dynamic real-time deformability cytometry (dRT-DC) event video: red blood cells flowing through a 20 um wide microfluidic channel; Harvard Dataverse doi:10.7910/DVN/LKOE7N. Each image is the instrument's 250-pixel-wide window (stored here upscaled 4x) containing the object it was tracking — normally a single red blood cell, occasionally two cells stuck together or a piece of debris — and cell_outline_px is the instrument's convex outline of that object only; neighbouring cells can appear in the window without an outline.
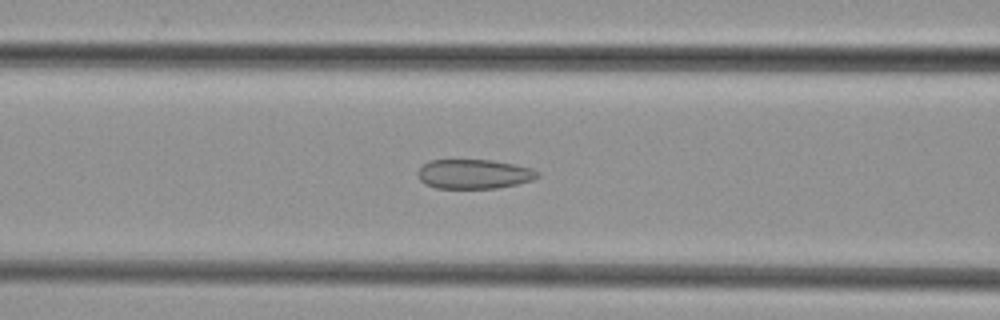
{"species": "common noctule bat (a hibernating species)", "species_latin": "Nyctalus noctula", "temperature_condition": "cold", "stored_images_in_passage": 49, "segment_of_instrument_passage": [1, 2], "camera_frame_rate_fps": 3000, "um_per_image_px": 0.085, "animal": {"sex": "female", "body_mass_g": 29.2, "forearm_length_mm": 56.3}, "frame": {"image": 1, "passage_image": 19, "time_ms": 6.0, "image_size_px": [1000, 320], "cell_outline_px": [[540, 176], [532, 180], [516, 184], [496, 188], [436, 188], [424, 184], [420, 180], [416, 172], [428, 160], [492, 160], [532, 168], [540, 172]], "centroid_in_image_um": [40.27, 14.79], "position_along_channel_um": 126.3, "area_um2": 20.58}}
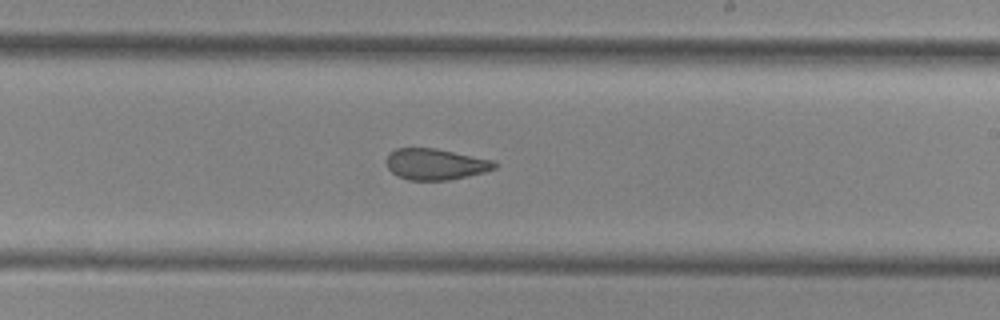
{"frame": {"image": 2, "passage_image": 28, "time_ms": 9.0, "image_size_px": [1000, 320], "cell_outline_px": [[496, 168], [484, 172], [468, 176], [448, 180], [408, 180], [396, 176], [388, 168], [388, 152], [396, 148], [436, 148], [496, 160]], "centroid_in_image_um": [37.04, 13.95], "position_along_channel_um": 252.0, "area_um2": 19.77}}
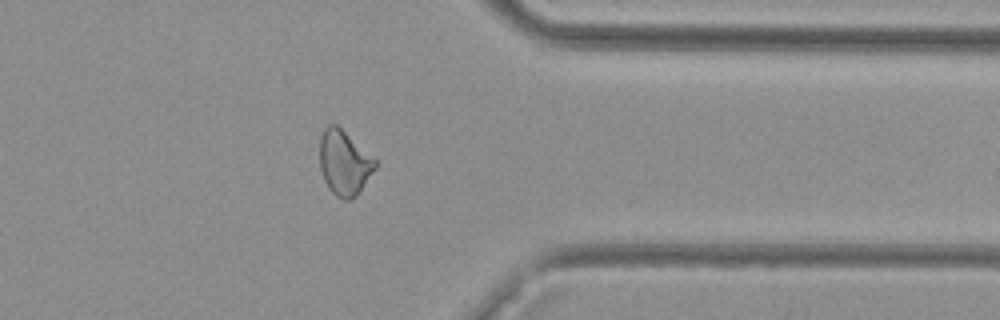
{"frame": {"image": 3, "passage_image": 38, "time_ms": 12.333, "image_size_px": [1000, 320], "cell_outline_px": [[376, 168], [356, 196], [348, 200], [344, 200], [336, 196], [328, 188], [324, 180], [320, 168], [320, 136], [324, 128], [328, 124], [336, 124], [376, 156]], "centroid_in_image_um": [29.28, 13.81], "position_along_channel_um": 382.1, "area_um2": 21.33}}